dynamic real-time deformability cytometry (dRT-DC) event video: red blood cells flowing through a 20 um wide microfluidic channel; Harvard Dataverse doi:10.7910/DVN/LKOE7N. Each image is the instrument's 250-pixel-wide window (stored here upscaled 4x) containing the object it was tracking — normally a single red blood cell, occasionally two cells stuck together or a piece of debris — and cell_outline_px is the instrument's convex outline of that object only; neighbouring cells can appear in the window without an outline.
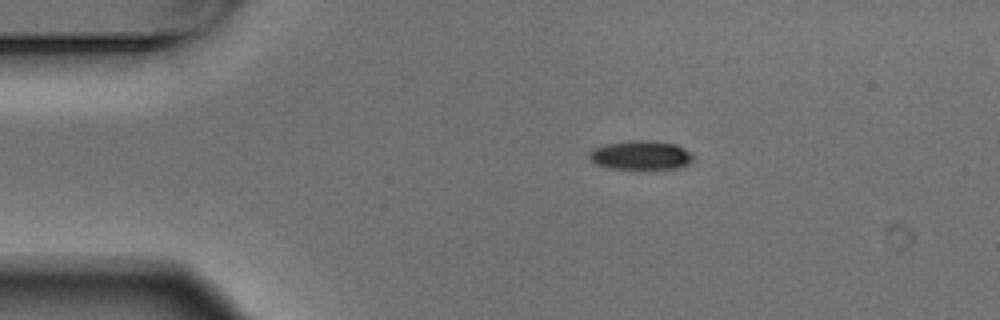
{"species": "Egyptian fruit bat (a non-hibernating species)", "species_latin": "Rousettus aegyptiacus", "temperature_condition": "warm", "stored_images_in_passage": 4, "camera_frame_rate_fps": 3000, "um_per_image_px": 0.085, "animal": {"sex": "male"}, "frame": {"image": 1, "passage_image": 1, "time_ms": 0.0, "image_size_px": [1000, 320], "cell_outline_px": [[696, 156], [692, 164], [680, 168], [640, 172], [608, 168], [596, 164], [588, 156], [588, 152], [596, 148], [608, 144], [636, 140], [656, 140], [676, 144], [692, 152]], "centroid_in_image_um": [54.58, 13.25], "position_along_channel_um": 30.4, "area_um2": 18.73}}
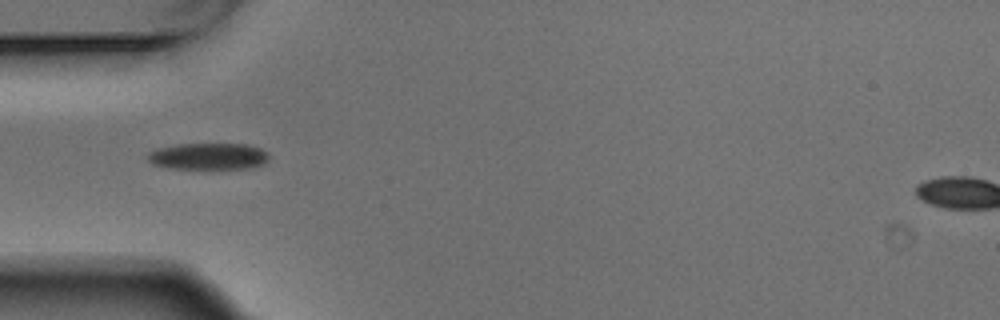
{"frame": {"image": 2, "passage_image": 3, "time_ms": 0.667, "image_size_px": [1000, 320], "cell_outline_px": [[268, 160], [264, 164], [248, 168], [168, 168], [152, 164], [148, 160], [148, 152], [156, 148], [176, 144], [248, 144], [260, 148], [268, 152]], "centroid_in_image_um": [17.7, 13.27], "position_along_channel_um": 67.3, "area_um2": 18.84}}
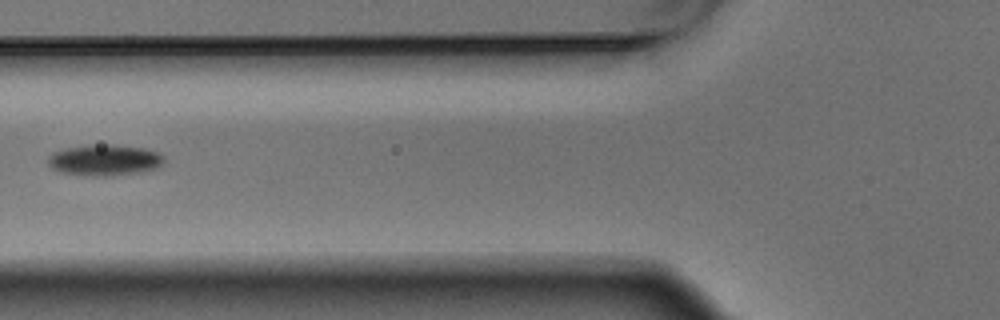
{"frame": {"image": 3, "passage_image": 4, "time_ms": 1.0, "image_size_px": [1000, 320], "cell_outline_px": [[164, 160], [156, 168], [136, 172], [104, 176], [92, 176], [60, 172], [52, 168], [48, 164], [48, 156], [52, 152], [64, 148], [112, 144], [144, 148], [156, 152], [164, 156]], "centroid_in_image_um": [8.85, 13.6], "position_along_channel_um": 117.0, "area_um2": 20.63}}